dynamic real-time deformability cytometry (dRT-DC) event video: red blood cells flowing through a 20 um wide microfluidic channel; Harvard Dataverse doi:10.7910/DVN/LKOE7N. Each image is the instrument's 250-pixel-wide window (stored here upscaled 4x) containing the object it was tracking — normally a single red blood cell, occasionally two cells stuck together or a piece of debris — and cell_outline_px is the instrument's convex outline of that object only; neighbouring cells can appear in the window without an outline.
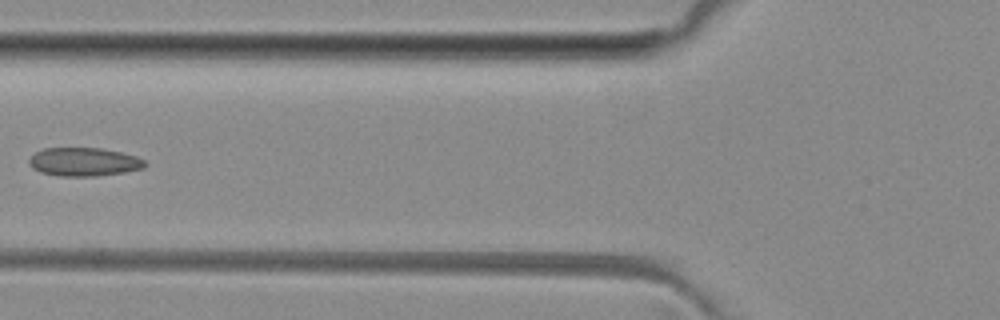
{"species": "common noctule bat (a hibernating species)", "species_latin": "Nyctalus noctula", "temperature_condition": "room temperature", "stored_images_in_passage": 6, "camera_frame_rate_fps": 3000, "um_per_image_px": 0.085, "animal": {"sex": "female", "body_mass_g": 29.2, "forearm_length_mm": 56.3}, "frame": {"image": 1, "passage_image": 5, "time_ms": 4.333, "image_size_px": [1000, 320], "cell_outline_px": [[148, 164], [144, 168], [124, 172], [96, 176], [60, 176], [40, 172], [32, 168], [28, 164], [28, 160], [36, 152], [44, 148], [100, 148], [120, 152], [136, 156], [144, 160]], "centroid_in_image_um": [7.13, 13.76], "position_along_channel_um": 118.7, "area_um2": 19.25}}
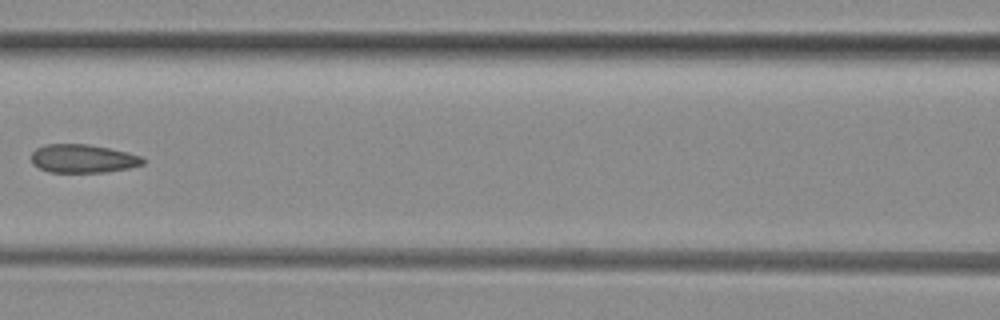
{"frame": {"image": 2, "passage_image": 6, "time_ms": 5.333, "image_size_px": [1000, 320], "cell_outline_px": [[144, 164], [128, 168], [104, 172], [48, 172], [32, 164], [32, 152], [36, 148], [44, 144], [88, 144], [128, 152], [140, 156], [144, 160]], "centroid_in_image_um": [7.02, 13.48], "position_along_channel_um": 159.6, "area_um2": 18.44}}